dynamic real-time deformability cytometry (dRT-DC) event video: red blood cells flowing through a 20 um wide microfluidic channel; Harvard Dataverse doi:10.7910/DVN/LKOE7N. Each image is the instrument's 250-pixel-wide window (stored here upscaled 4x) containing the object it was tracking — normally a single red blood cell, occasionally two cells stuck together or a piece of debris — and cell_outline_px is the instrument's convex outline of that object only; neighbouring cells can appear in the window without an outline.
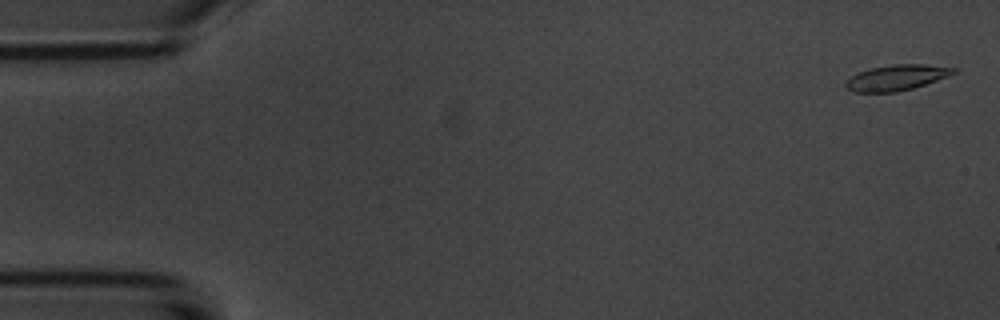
{"species": "common noctule bat (a hibernating species)", "species_latin": "Nyctalus noctula", "temperature_condition": "room temperature", "stored_images_in_passage": 5, "camera_frame_rate_fps": 3000, "um_per_image_px": 0.085, "animal": {"sex": "male", "body_mass_g": 20.1, "forearm_length_mm": 53.5}, "frame": {"image": 1, "passage_image": 1, "time_ms": 0.0, "image_size_px": [1000, 320], "cell_outline_px": [[956, 72], [948, 76], [912, 88], [896, 92], [856, 92], [848, 88], [844, 84], [852, 76], [860, 72], [872, 68], [892, 64], [924, 64], [956, 68]], "centroid_in_image_um": [76.22, 6.59], "position_along_channel_um": 8.8, "area_um2": 15.72}}
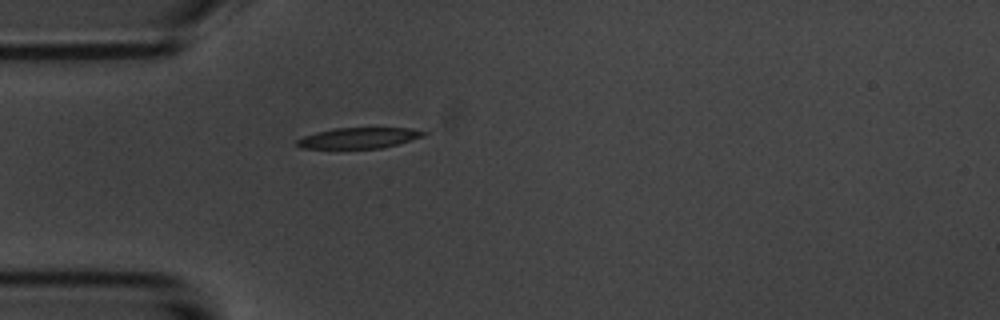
{"frame": {"image": 2, "passage_image": 5, "time_ms": 4.667, "image_size_px": [1000, 320], "cell_outline_px": [[428, 132], [424, 136], [396, 144], [380, 148], [300, 148], [296, 144], [296, 140], [304, 136], [316, 132], [332, 128], [408, 128]], "centroid_in_image_um": [30.46, 11.72], "position_along_channel_um": 54.5, "area_um2": 15.14}}